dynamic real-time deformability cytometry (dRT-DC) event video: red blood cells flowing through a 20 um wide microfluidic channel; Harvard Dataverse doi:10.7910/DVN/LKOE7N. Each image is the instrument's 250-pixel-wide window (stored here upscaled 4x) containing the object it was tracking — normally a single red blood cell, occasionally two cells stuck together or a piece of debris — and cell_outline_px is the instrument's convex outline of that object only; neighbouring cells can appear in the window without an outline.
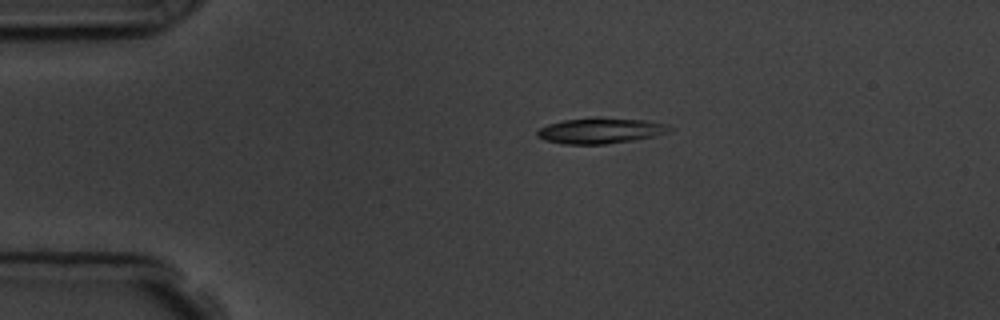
{"species": "common noctule bat (a hibernating species)", "species_latin": "Nyctalus noctula", "temperature_condition": "room temperature", "stored_images_in_passage": 46, "camera_frame_rate_fps": 3000, "um_per_image_px": 0.085, "animal": {"sex": "male", "body_mass_g": 19.5, "forearm_length_mm": 54.6}, "frame": {"image": 1, "passage_image": 1, "time_ms": 0.0, "image_size_px": [1000, 320], "cell_outline_px": [[676, 128], [672, 132], [636, 140], [604, 144], [564, 144], [544, 140], [536, 136], [536, 132], [540, 128], [548, 124], [564, 120], [596, 116], [648, 120], [668, 124]], "centroid_in_image_um": [51.12, 11.09], "position_along_channel_um": 33.9, "area_um2": 20.4}}
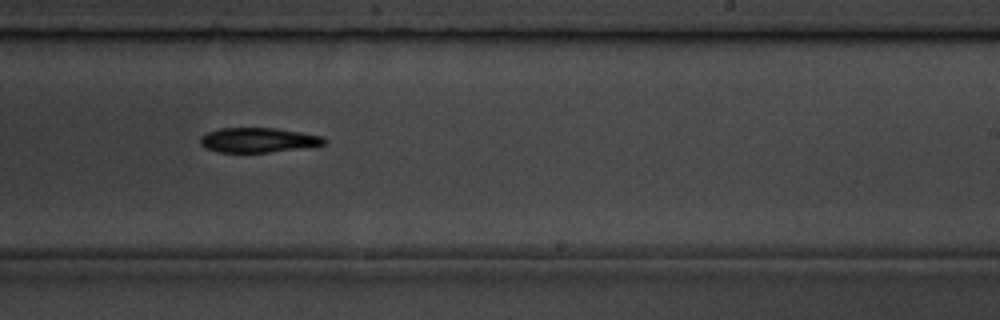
{"frame": {"image": 2, "passage_image": 24, "time_ms": 7.667, "image_size_px": [1000, 320], "cell_outline_px": [[328, 140], [324, 144], [268, 152], [220, 152], [204, 148], [200, 144], [200, 136], [208, 132], [220, 128], [276, 128], [324, 136]], "centroid_in_image_um": [21.91, 11.89], "position_along_channel_um": 267.1, "area_um2": 17.69}}
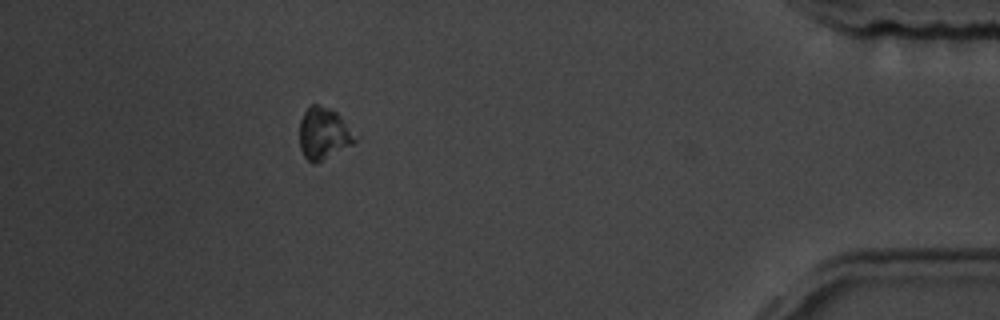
{"frame": {"image": 3, "passage_image": 40, "time_ms": 13.0, "image_size_px": [1000, 320], "cell_outline_px": [[360, 136], [352, 144], [316, 164], [308, 160], [304, 156], [300, 148], [300, 120], [304, 112], [312, 104], [316, 104], [332, 108]], "centroid_in_image_um": [27.54, 11.34], "position_along_channel_um": 407.7, "area_um2": 16.94}, "authors_computed_cell_mechanics": {"area_um2": 18.0625, "velocity_mm_per_s": 3.6069, "shape_relaxation_time_tau1_ms": 4.6953, "shape_relaxation_time_tau2_ms": null, "deformation_change_tau1": 0.1631, "deformation_change_tau2": null}}